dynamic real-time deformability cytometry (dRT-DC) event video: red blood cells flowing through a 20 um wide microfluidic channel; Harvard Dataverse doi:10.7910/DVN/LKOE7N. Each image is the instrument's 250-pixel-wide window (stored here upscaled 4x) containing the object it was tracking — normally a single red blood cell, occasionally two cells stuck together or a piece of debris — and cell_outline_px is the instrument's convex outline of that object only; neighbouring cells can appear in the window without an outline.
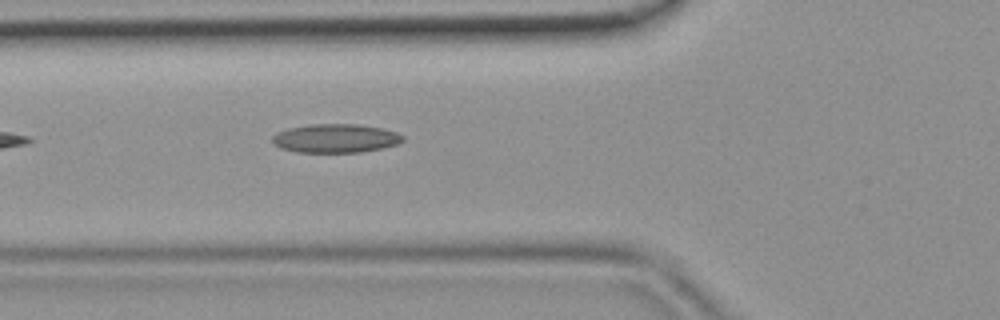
{"species": "common noctule bat (a hibernating species)", "species_latin": "Nyctalus noctula", "temperature_condition": "room temperature", "stored_images_in_passage": 4, "camera_frame_rate_fps": 3000, "um_per_image_px": 0.085, "animal": {"sex": "female", "body_mass_g": 19.9}, "frame": {"image": 1, "passage_image": 4, "time_ms": 1.0, "image_size_px": [1000, 320], "cell_outline_px": [[404, 140], [396, 144], [380, 148], [360, 152], [296, 152], [280, 148], [272, 140], [272, 136], [276, 132], [288, 128], [312, 124], [356, 124], [384, 128], [396, 132], [404, 136]], "centroid_in_image_um": [28.51, 11.75], "position_along_channel_um": 97.3, "area_um2": 21.79}}